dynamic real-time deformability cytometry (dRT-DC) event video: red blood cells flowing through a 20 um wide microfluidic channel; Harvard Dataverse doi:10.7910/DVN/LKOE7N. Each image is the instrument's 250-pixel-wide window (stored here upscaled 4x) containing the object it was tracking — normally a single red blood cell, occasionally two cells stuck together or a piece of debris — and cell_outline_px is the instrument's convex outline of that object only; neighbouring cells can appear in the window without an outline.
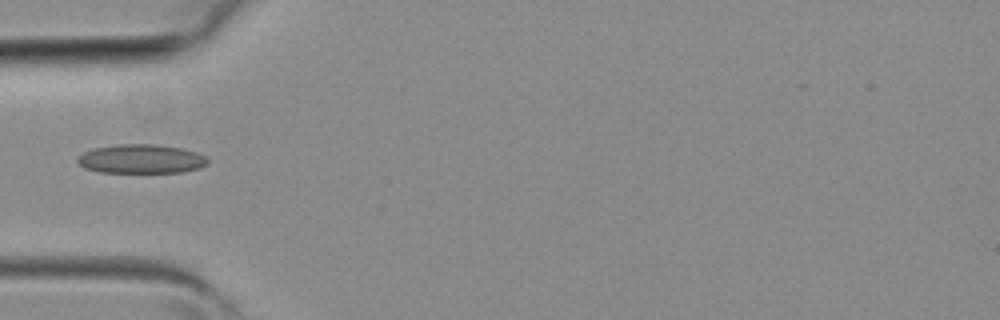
{"species": "common noctule bat (a hibernating species)", "species_latin": "Nyctalus noctula", "temperature_condition": "room temperature", "stored_images_in_passage": 3, "camera_frame_rate_fps": 3000, "um_per_image_px": 0.085, "animal": {"sex": "female", "body_mass_g": 19.3, "forearm_length_mm": 54.1}, "frame": {"image": 1, "passage_image": 3, "time_ms": 0.667, "image_size_px": [1000, 320], "cell_outline_px": [[208, 164], [200, 168], [180, 172], [100, 172], [84, 168], [76, 160], [76, 156], [84, 152], [96, 148], [120, 144], [156, 144], [180, 148], [196, 152], [204, 156], [208, 160]], "centroid_in_image_um": [11.99, 13.51], "position_along_channel_um": 73.0, "area_um2": 21.91}}